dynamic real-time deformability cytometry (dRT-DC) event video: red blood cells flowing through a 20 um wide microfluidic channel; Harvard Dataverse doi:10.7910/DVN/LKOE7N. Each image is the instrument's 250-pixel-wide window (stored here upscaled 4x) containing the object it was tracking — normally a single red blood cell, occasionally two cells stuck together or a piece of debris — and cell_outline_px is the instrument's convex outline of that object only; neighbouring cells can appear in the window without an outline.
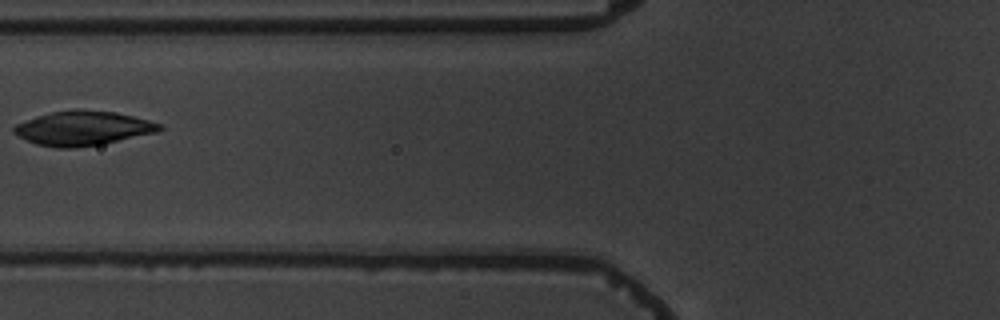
{"species": "common noctule bat (a hibernating species)", "species_latin": "Nyctalus noctula", "temperature_condition": "warm", "stored_images_in_passage": 8, "camera_frame_rate_fps": 3000, "um_per_image_px": 0.085, "animal": {"sex": "male", "body_mass_g": 19.5, "forearm_length_mm": 54.6}, "frame": {"image": 1, "passage_image": 7, "time_ms": 7.667, "image_size_px": [1000, 320], "cell_outline_px": [[164, 128], [156, 132], [100, 144], [76, 148], [56, 148], [36, 144], [12, 132], [12, 128], [16, 124], [36, 116], [52, 112], [76, 108], [116, 112], [164, 124]], "centroid_in_image_um": [7.04, 10.89], "position_along_channel_um": 118.8, "area_um2": 29.13}}
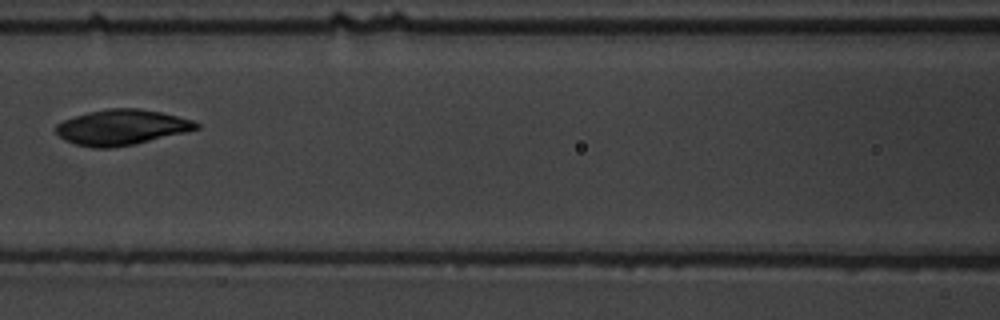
{"frame": {"image": 2, "passage_image": 8, "time_ms": 8.667, "image_size_px": [1000, 320], "cell_outline_px": [[200, 128], [136, 144], [112, 148], [92, 148], [76, 144], [64, 140], [56, 132], [56, 124], [64, 120], [88, 112], [108, 108], [136, 108], [160, 112], [192, 120], [200, 124]], "centroid_in_image_um": [10.32, 10.83], "position_along_channel_um": 156.3, "area_um2": 28.78}}